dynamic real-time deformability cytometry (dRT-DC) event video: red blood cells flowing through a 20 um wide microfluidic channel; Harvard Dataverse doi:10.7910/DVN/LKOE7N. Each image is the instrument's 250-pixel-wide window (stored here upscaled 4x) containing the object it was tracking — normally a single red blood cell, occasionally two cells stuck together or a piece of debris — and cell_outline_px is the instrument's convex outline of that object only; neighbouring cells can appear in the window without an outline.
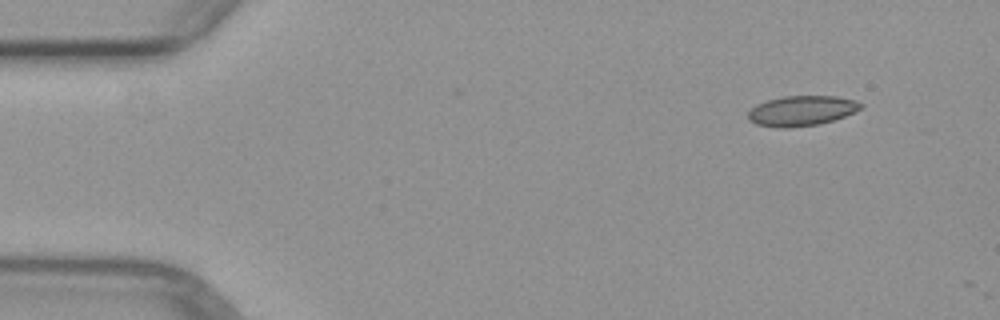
{"species": "common noctule bat (a hibernating species)", "species_latin": "Nyctalus noctula", "temperature_condition": "warm", "stored_images_in_passage": 2, "camera_frame_rate_fps": 3000, "um_per_image_px": 0.085, "animal": {"sex": "female", "body_mass_g": 29.2, "forearm_length_mm": 56.3}, "frame": {"image": 1, "passage_image": 1, "time_ms": 0.0, "image_size_px": [1000, 320], "cell_outline_px": [[864, 104], [860, 108], [844, 116], [820, 124], [788, 128], [776, 128], [756, 124], [748, 120], [748, 112], [756, 104], [768, 100], [784, 96], [836, 96], [856, 100]], "centroid_in_image_um": [68.11, 9.42], "position_along_channel_um": 16.9, "area_um2": 19.77}}